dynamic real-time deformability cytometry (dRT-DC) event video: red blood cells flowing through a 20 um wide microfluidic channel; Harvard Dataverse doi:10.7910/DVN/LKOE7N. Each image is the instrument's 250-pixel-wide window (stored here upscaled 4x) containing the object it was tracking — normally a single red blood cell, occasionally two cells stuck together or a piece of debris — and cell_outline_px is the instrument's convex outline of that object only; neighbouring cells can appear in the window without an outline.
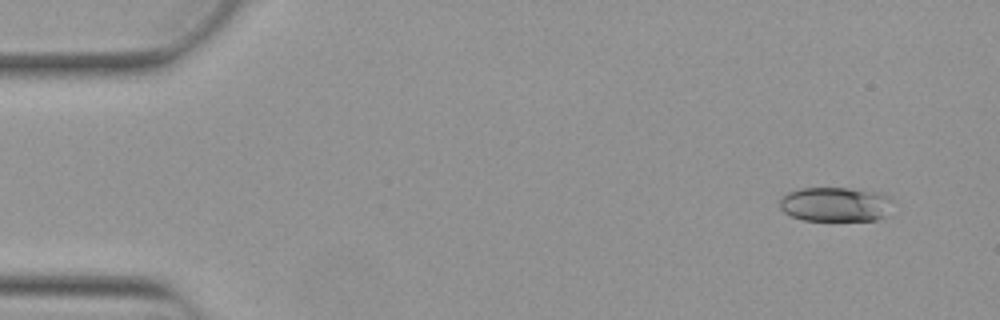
{"species": "Egyptian fruit bat (a non-hibernating species)", "species_latin": "Rousettus aegyptiacus", "temperature_condition": "warm", "stored_images_in_passage": 49, "camera_frame_rate_fps": 3000, "um_per_image_px": 0.085, "animal": {"sex": "female"}, "frame": {"image": 1, "passage_image": 1, "time_ms": 0.0, "image_size_px": [1000, 320], "cell_outline_px": [[892, 216], [876, 220], [804, 220], [792, 216], [784, 212], [780, 208], [780, 196], [788, 192], [800, 188], [848, 188], [880, 192], [892, 196]], "centroid_in_image_um": [71.1, 17.37], "position_along_channel_um": 13.9, "area_um2": 23.35}}
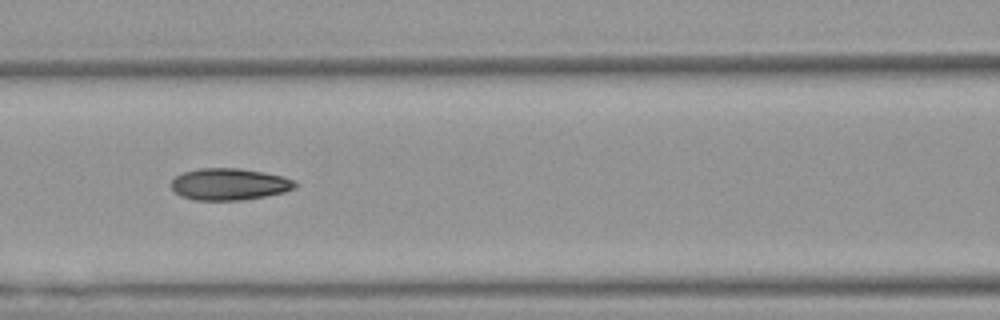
{"frame": {"image": 2, "passage_image": 20, "time_ms": 6.333, "image_size_px": [1000, 320], "cell_outline_px": [[296, 188], [284, 192], [264, 196], [240, 200], [196, 200], [180, 196], [168, 184], [176, 176], [184, 172], [200, 168], [240, 168], [264, 172], [284, 176], [296, 180]], "centroid_in_image_um": [19.5, 15.65], "position_along_channel_um": 147.1, "area_um2": 23.06}}
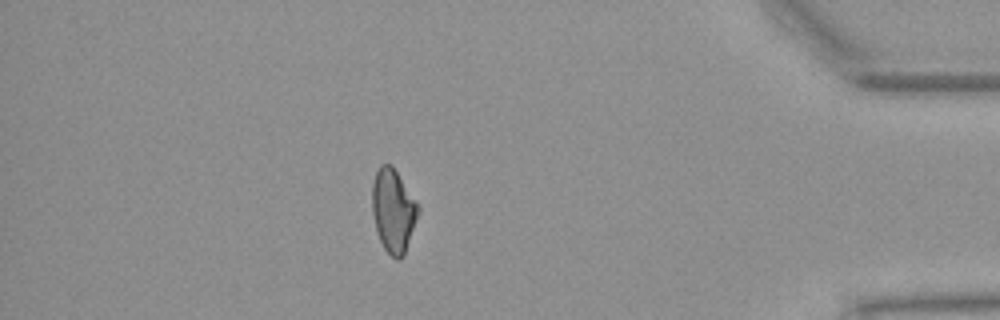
{"frame": {"image": 3, "passage_image": 43, "time_ms": 14.0, "image_size_px": [1000, 320], "cell_outline_px": [[420, 212], [404, 256], [400, 260], [396, 260], [384, 248], [380, 240], [376, 228], [372, 212], [372, 184], [376, 172], [380, 164], [392, 164], [420, 208]], "centroid_in_image_um": [33.43, 17.91], "position_along_channel_um": 401.8, "area_um2": 22.37}, "authors_computed_cell_mechanics": {"area_um2": 22.542, "velocity_mm_per_s": 3.8847, "shape_relaxation_time_tau1_ms": 9.3808, "shape_relaxation_time_tau2_ms": 2.6241, "deformation_change_tau1": 0.1994, "deformation_change_tau2": 0.0864}}